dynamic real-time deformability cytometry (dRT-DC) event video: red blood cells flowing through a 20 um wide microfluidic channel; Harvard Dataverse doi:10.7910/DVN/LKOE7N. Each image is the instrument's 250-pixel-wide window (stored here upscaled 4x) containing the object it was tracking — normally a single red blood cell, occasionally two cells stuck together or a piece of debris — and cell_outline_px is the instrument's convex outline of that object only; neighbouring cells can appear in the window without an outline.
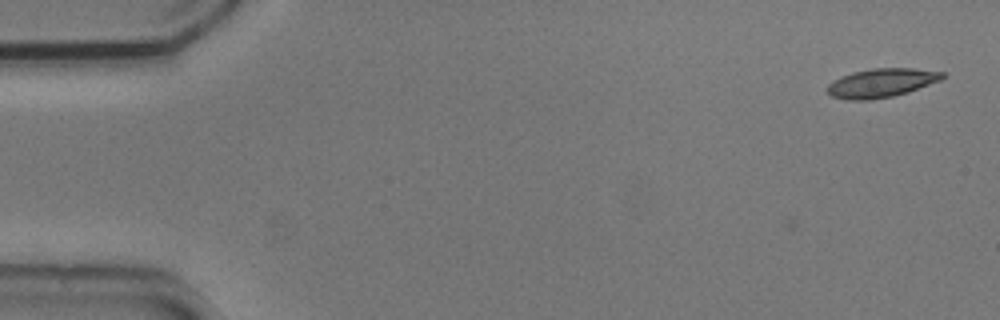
{"species": "common noctule bat (a hibernating species)", "species_latin": "Nyctalus noctula", "temperature_condition": "cold", "stored_images_in_passage": 11, "camera_frame_rate_fps": 3000, "um_per_image_px": 0.085, "animal": {"sex": "male", "body_mass_g": 20.5, "forearm_length_mm": 52.5}, "frame": {"image": 1, "passage_image": 1, "time_ms": 0.0, "image_size_px": [1000, 320], "cell_outline_px": [[944, 76], [940, 80], [908, 92], [892, 96], [868, 100], [848, 100], [832, 96], [828, 92], [828, 84], [832, 80], [840, 76], [852, 72], [872, 68], [912, 68], [944, 72]], "centroid_in_image_um": [74.89, 7.04], "position_along_channel_um": 10.1, "area_um2": 19.25}}